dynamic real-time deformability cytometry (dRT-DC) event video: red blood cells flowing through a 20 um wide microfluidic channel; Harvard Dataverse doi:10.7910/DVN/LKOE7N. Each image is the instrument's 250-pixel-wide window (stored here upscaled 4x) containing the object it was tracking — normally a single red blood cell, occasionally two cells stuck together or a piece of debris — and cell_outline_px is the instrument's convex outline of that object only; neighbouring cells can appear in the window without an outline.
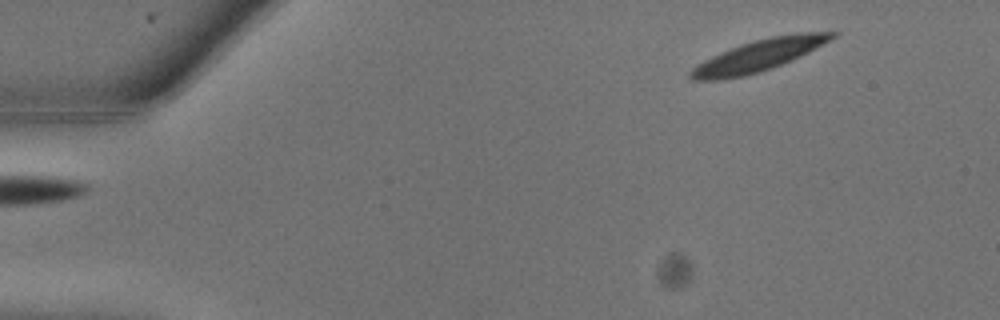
{"species": "common noctule bat (a hibernating species)", "species_latin": "Nyctalus noctula", "temperature_condition": "warm", "stored_images_in_passage": 5, "camera_frame_rate_fps": 3000, "um_per_image_px": 0.085, "animal": {"sex": "male", "body_mass_g": 13.3}, "frame": {"image": 1, "passage_image": 1, "time_ms": 0.0, "image_size_px": [1000, 320], "cell_outline_px": [[840, 32], [832, 40], [792, 60], [772, 68], [760, 72], [744, 76], [720, 80], [692, 80], [688, 76], [688, 72], [696, 64], [712, 56], [740, 44], [768, 36], [796, 32]], "centroid_in_image_um": [64.49, 4.71], "position_along_channel_um": 20.5, "area_um2": 26.24}}